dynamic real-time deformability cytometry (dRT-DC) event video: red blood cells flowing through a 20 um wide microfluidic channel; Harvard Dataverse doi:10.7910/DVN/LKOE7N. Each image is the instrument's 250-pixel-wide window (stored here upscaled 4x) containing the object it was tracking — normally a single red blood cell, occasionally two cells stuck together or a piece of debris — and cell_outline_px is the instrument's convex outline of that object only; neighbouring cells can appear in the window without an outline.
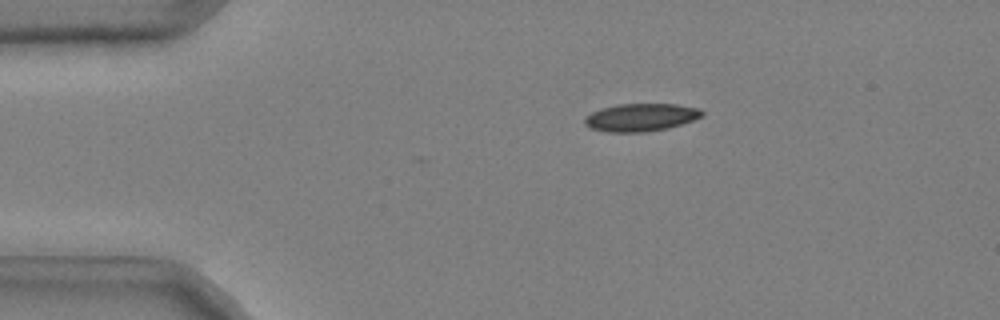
{"species": "common noctule bat (a hibernating species)", "species_latin": "Nyctalus noctula", "temperature_condition": "cold", "stored_images_in_passage": 36, "camera_frame_rate_fps": 3000, "um_per_image_px": 0.085, "animal": {"sex": "male", "body_mass_g": 20.4}, "frame": {"image": 1, "passage_image": 1, "time_ms": 0.0, "image_size_px": [1000, 320], "cell_outline_px": [[704, 116], [668, 128], [644, 132], [608, 132], [588, 128], [584, 124], [584, 116], [600, 108], [616, 104], [676, 104], [700, 108], [704, 112]], "centroid_in_image_um": [54.44, 9.97], "position_along_channel_um": 30.6, "area_um2": 19.19}}
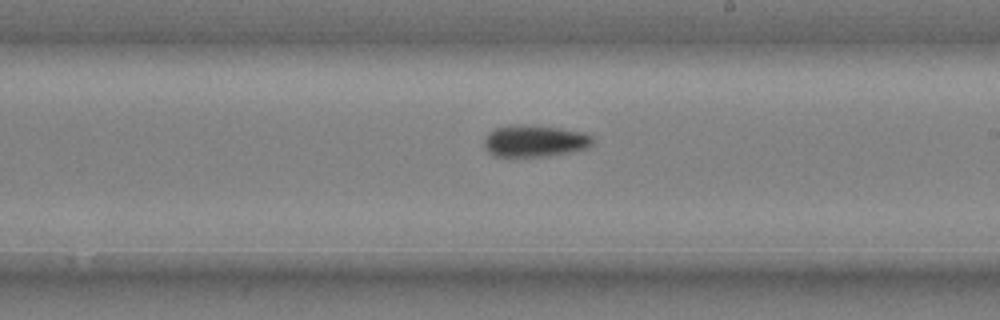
{"frame": {"image": 2, "passage_image": 22, "time_ms": 7.0, "image_size_px": [1000, 320], "cell_outline_px": [[596, 140], [588, 148], [548, 156], [492, 156], [484, 148], [484, 140], [488, 132], [496, 128], [516, 124], [524, 124], [560, 128], [588, 132]], "centroid_in_image_um": [45.48, 11.97], "position_along_channel_um": 243.5, "area_um2": 20.4}}
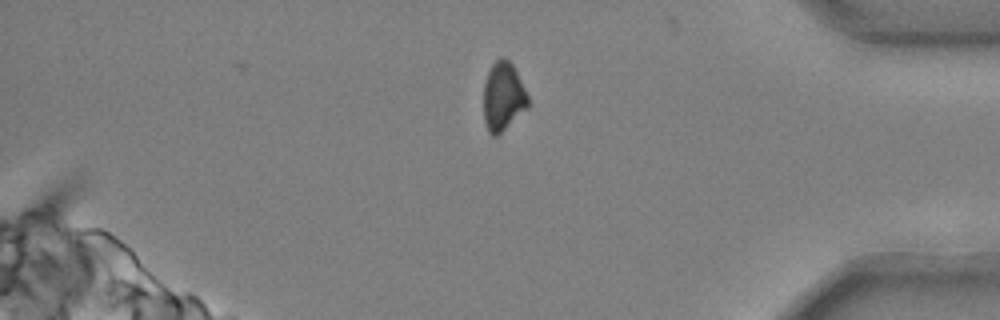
{"frame": {"image": 3, "passage_image": 36, "time_ms": 11.667, "image_size_px": [1000, 320], "cell_outline_px": [[528, 108], [496, 136], [492, 136], [488, 132], [484, 120], [484, 84], [488, 72], [492, 64], [500, 56], [504, 56], [512, 64], [528, 96]], "centroid_in_image_um": [42.75, 8.2], "position_along_channel_um": 392.4, "area_um2": 17.63}, "authors_computed_cell_mechanics": {"area_um2": 19.7098, "velocity_mm_per_s": 3.7218, "shape_relaxation_time_tau1_ms": 9.1303, "shape_relaxation_time_tau2_ms": null, "deformation_change_tau1": 0.1723, "deformation_change_tau2": null}}